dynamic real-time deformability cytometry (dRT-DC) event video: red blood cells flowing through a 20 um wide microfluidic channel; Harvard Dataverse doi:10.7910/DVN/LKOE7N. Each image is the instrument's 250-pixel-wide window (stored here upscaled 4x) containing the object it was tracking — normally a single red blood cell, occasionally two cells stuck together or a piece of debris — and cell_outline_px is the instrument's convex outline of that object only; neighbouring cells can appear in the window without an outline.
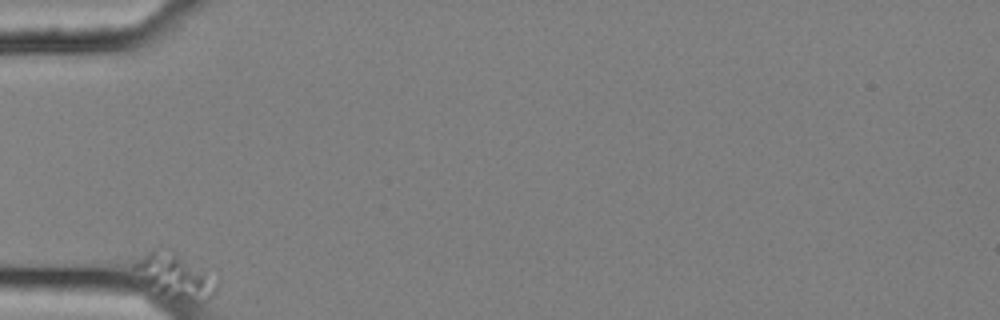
{"species": "common noctule bat (a hibernating species)", "species_latin": "Nyctalus noctula", "temperature_condition": "cold", "stored_images_in_passage": 23, "camera_frame_rate_fps": 3000, "um_per_image_px": 0.085, "animal": {"sex": "female", "body_mass_g": 25.1}, "frame": {"image": 1, "passage_image": 1, "time_ms": 0.0, "image_size_px": [1000, 320], "cell_outline_px": [[220, 284], [216, 292], [204, 304], [196, 304], [172, 300], [144, 284], [132, 268], [156, 244], [172, 248], [220, 276]], "centroid_in_image_um": [15.03, 23.45], "position_along_channel_um": 70.0, "area_um2": 23.41}}
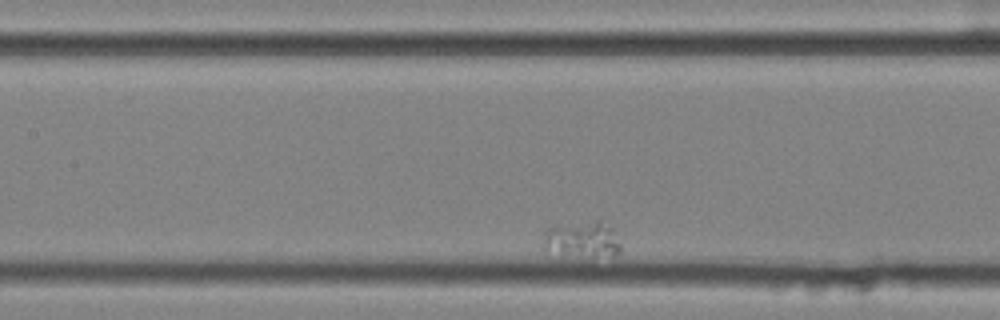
{"frame": {"image": 2, "passage_image": 14, "time_ms": 4.333, "image_size_px": [1000, 320], "cell_outline_px": [[620, 264], [612, 268], [580, 264], [560, 260], [544, 244], [544, 232], [548, 228], [600, 220], [612, 228], [620, 244]], "centroid_in_image_um": [49.71, 20.74], "position_along_channel_um": 157.7, "area_um2": 20.0}}
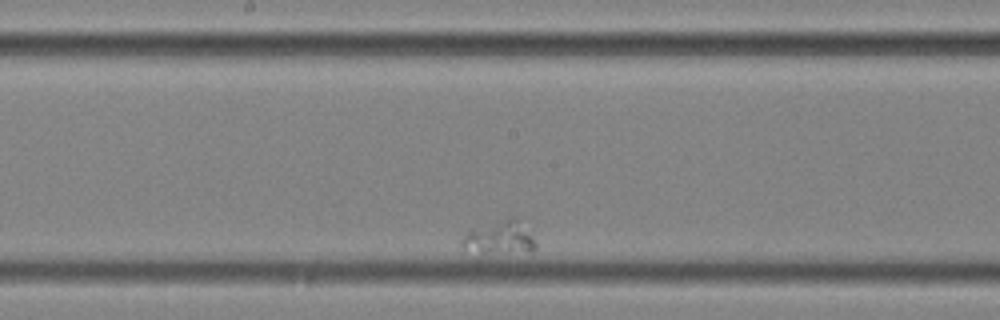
{"frame": {"image": 3, "passage_image": 20, "time_ms": 6.333, "image_size_px": [1000, 320], "cell_outline_px": [[544, 264], [476, 264], [464, 260], [460, 244], [460, 240], [468, 232], [512, 216], [516, 216], [536, 244], [544, 260]], "centroid_in_image_um": [42.58, 20.79], "position_along_channel_um": 205.6, "area_um2": 20.81}}